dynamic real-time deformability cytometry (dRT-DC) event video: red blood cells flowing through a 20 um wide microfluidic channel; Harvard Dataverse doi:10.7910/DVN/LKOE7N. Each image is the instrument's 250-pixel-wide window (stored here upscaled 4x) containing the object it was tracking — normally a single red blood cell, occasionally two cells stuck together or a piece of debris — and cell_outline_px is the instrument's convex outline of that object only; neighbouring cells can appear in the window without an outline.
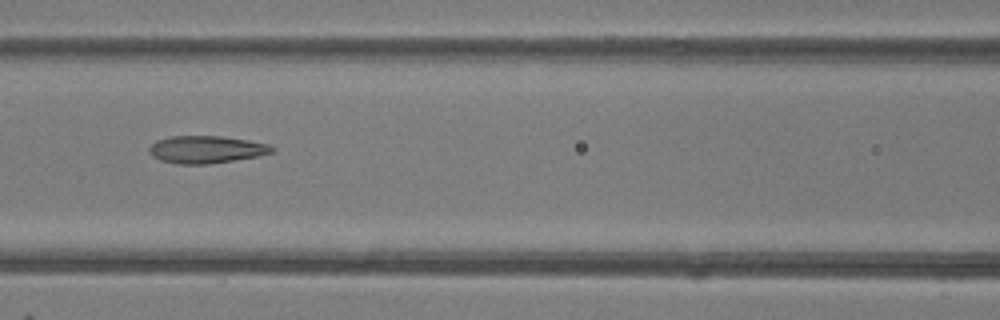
{"species": "common noctule bat (a hibernating species)", "species_latin": "Nyctalus noctula", "temperature_condition": "room temperature", "stored_images_in_passage": 7, "camera_frame_rate_fps": 3000, "um_per_image_px": 0.085, "animal": {"sex": "female"}, "frame": {"image": 1, "passage_image": 7, "time_ms": 7.667, "image_size_px": [1000, 320], "cell_outline_px": [[276, 148], [272, 152], [260, 156], [208, 164], [176, 164], [160, 160], [152, 156], [148, 152], [148, 148], [156, 140], [172, 136], [220, 136], [248, 140], [268, 144]], "centroid_in_image_um": [17.52, 12.71], "position_along_channel_um": 149.1, "area_um2": 19.71}}